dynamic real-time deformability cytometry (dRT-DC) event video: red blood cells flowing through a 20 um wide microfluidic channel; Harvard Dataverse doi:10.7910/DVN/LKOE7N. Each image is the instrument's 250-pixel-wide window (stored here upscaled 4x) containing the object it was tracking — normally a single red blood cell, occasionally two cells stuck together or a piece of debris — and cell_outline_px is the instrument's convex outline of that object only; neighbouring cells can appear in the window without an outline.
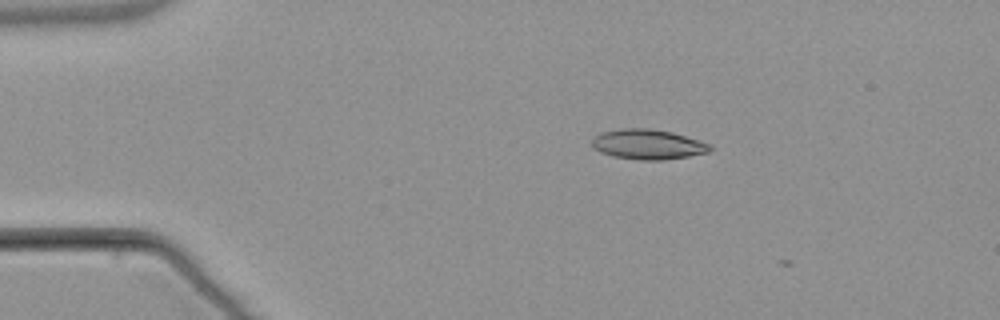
{"species": "common noctule bat (a hibernating species)", "species_latin": "Nyctalus noctula", "temperature_condition": "warm", "stored_images_in_passage": 3, "camera_frame_rate_fps": 3000, "um_per_image_px": 0.085, "animal": {"sex": "male", "body_mass_g": 21.5, "forearm_length_mm": 52.0}, "frame": {"image": 1, "passage_image": 2, "time_ms": 0.333, "image_size_px": [1000, 320], "cell_outline_px": [[712, 148], [708, 152], [688, 156], [664, 160], [640, 160], [612, 156], [600, 152], [592, 148], [592, 140], [600, 132], [624, 128], [648, 128], [672, 132], [700, 140], [712, 144]], "centroid_in_image_um": [55.07, 12.27], "position_along_channel_um": 29.9, "area_um2": 20.75}}